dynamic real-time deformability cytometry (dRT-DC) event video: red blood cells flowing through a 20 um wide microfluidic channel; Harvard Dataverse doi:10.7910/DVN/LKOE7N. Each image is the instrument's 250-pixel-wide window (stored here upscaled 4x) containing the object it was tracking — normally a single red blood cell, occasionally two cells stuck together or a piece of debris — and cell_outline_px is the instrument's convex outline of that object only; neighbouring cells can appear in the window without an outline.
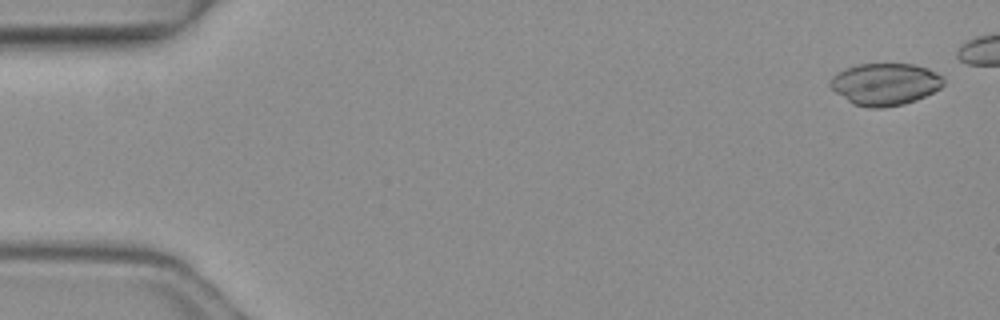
{"species": "common noctule bat (a hibernating species)", "species_latin": "Nyctalus noctula", "temperature_condition": "warm", "stored_images_in_passage": 5, "camera_frame_rate_fps": 3000, "um_per_image_px": 0.085, "animal": {"sex": "female", "body_mass_g": 19.3, "forearm_length_mm": 54.1}, "frame": {"image": 1, "passage_image": 1, "time_ms": 0.0, "image_size_px": [1000, 320], "cell_outline_px": [[944, 84], [940, 88], [916, 100], [904, 104], [880, 108], [868, 108], [852, 104], [836, 92], [828, 84], [828, 80], [832, 76], [844, 68], [856, 64], [916, 64], [928, 68], [944, 76]], "centroid_in_image_um": [75.22, 7.14], "position_along_channel_um": 9.8, "area_um2": 28.03}}
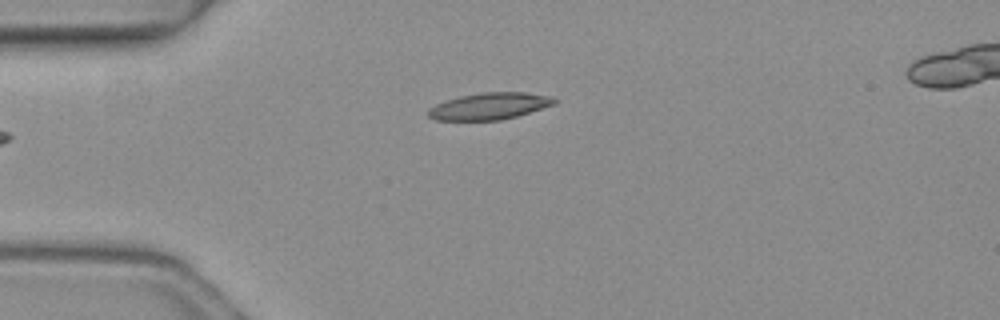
{"frame": {"image": 2, "passage_image": 3, "time_ms": 0.667, "image_size_px": [1000, 320], "cell_outline_px": [[560, 100], [556, 104], [516, 116], [500, 120], [436, 120], [428, 116], [428, 108], [444, 100], [460, 96], [480, 92], [524, 92], [548, 96]], "centroid_in_image_um": [41.6, 9.01], "position_along_channel_um": 43.4, "area_um2": 19.71}}
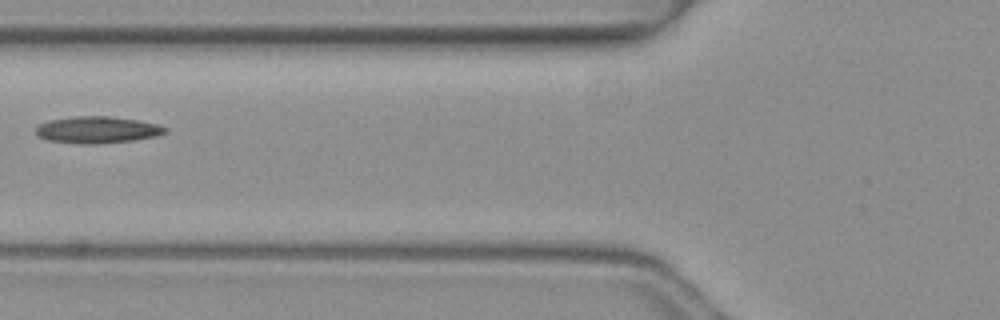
{"frame": {"image": 3, "passage_image": 5, "time_ms": 1.333, "image_size_px": [1000, 320], "cell_outline_px": [[168, 132], [156, 136], [132, 140], [92, 144], [88, 144], [48, 140], [40, 136], [36, 132], [36, 128], [40, 124], [48, 120], [72, 116], [108, 116], [140, 120], [156, 124], [168, 128]], "centroid_in_image_um": [8.3, 11.02], "position_along_channel_um": 117.5, "area_um2": 20.0}}